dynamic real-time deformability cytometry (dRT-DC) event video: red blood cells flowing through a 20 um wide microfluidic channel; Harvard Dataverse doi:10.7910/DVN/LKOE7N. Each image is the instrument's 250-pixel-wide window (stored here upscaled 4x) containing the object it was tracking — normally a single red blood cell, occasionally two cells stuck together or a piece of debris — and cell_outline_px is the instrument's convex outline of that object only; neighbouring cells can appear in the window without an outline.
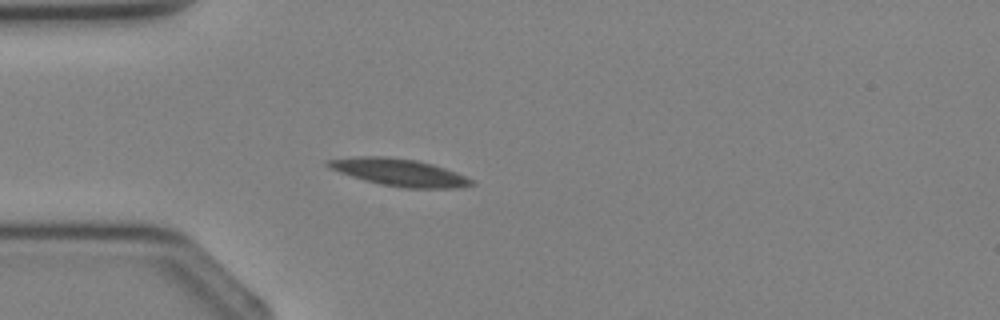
{"species": "Egyptian fruit bat (a non-hibernating species)", "species_latin": "Rousettus aegyptiacus", "temperature_condition": "cold", "stored_images_in_passage": 4, "camera_frame_rate_fps": 3000, "um_per_image_px": 0.085, "animal": {"sex": "female"}, "frame": {"image": 1, "passage_image": 4, "time_ms": 3.333, "image_size_px": [1000, 320], "cell_outline_px": [[476, 184], [460, 188], [404, 188], [380, 184], [352, 176], [328, 168], [324, 164], [324, 160], [352, 156], [384, 156], [416, 160], [432, 164], [456, 172], [476, 180]], "centroid_in_image_um": [33.94, 14.64], "position_along_channel_um": 51.1, "area_um2": 23.0}}